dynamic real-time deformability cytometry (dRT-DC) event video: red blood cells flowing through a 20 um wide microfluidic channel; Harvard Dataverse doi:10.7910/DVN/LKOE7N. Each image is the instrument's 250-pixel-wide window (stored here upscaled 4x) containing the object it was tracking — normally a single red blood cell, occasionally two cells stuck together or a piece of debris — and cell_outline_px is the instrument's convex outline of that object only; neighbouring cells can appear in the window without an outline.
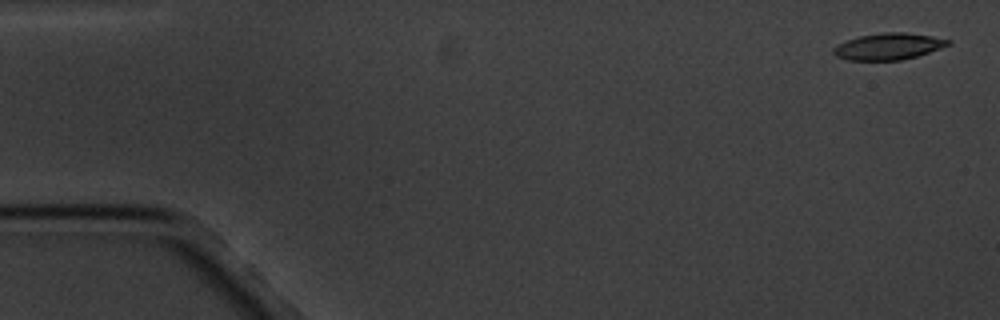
{"species": "common noctule bat (a hibernating species)", "species_latin": "Nyctalus noctula", "temperature_condition": "cold", "stored_images_in_passage": 3, "camera_frame_rate_fps": 3000, "um_per_image_px": 0.085, "animal": {"sex": "male", "body_mass_g": 20.1, "forearm_length_mm": 53.5}, "frame": {"image": 1, "passage_image": 1, "time_ms": 0.0, "image_size_px": [1000, 320], "cell_outline_px": [[952, 44], [916, 56], [900, 60], [848, 60], [836, 56], [832, 52], [832, 48], [848, 40], [860, 36], [884, 32], [904, 32], [932, 36], [952, 40]], "centroid_in_image_um": [75.54, 3.94], "position_along_channel_um": 9.5, "area_um2": 17.57}}